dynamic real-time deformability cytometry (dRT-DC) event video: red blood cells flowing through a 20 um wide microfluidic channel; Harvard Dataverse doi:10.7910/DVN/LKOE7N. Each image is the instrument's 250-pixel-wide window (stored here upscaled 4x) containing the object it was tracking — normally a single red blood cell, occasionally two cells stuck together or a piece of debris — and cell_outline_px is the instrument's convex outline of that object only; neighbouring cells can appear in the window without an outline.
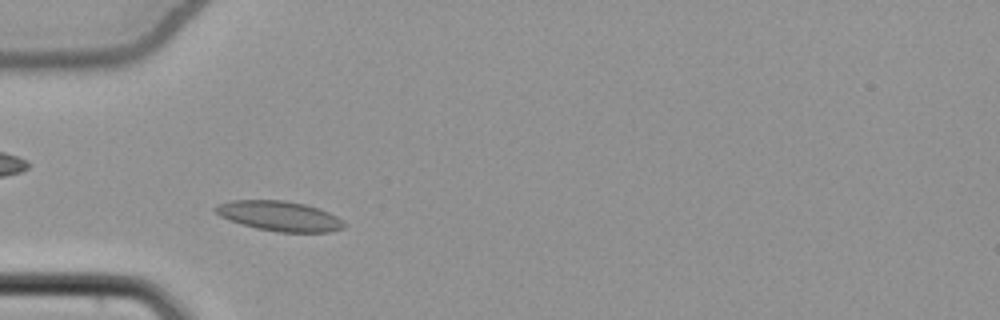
{"species": "common noctule bat (a hibernating species)", "species_latin": "Nyctalus noctula", "temperature_condition": "cold", "stored_images_in_passage": 45, "camera_frame_rate_fps": 3000, "um_per_image_px": 0.085, "animal": {"sex": "female", "body_mass_g": 22.7, "forearm_length_mm": 54.2}, "frame": {"image": 1, "passage_image": 8, "time_ms": 2.333, "image_size_px": [1000, 320], "cell_outline_px": [[348, 224], [344, 228], [332, 232], [276, 232], [256, 228], [228, 220], [220, 216], [212, 208], [216, 204], [232, 200], [284, 200], [304, 204], [320, 208], [336, 216]], "centroid_in_image_um": [23.76, 18.36], "position_along_channel_um": 61.2, "area_um2": 22.72}}
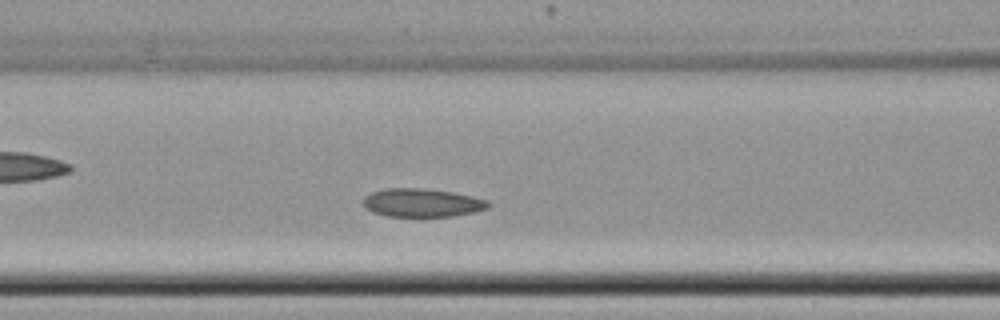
{"frame": {"image": 2, "passage_image": 14, "time_ms": 4.333, "image_size_px": [1000, 320], "cell_outline_px": [[492, 204], [488, 208], [476, 212], [452, 216], [384, 216], [372, 212], [364, 208], [364, 196], [372, 192], [384, 188], [424, 188], [452, 192], [472, 196], [488, 200]], "centroid_in_image_um": [35.88, 17.23], "position_along_channel_um": 130.7, "area_um2": 20.87}}
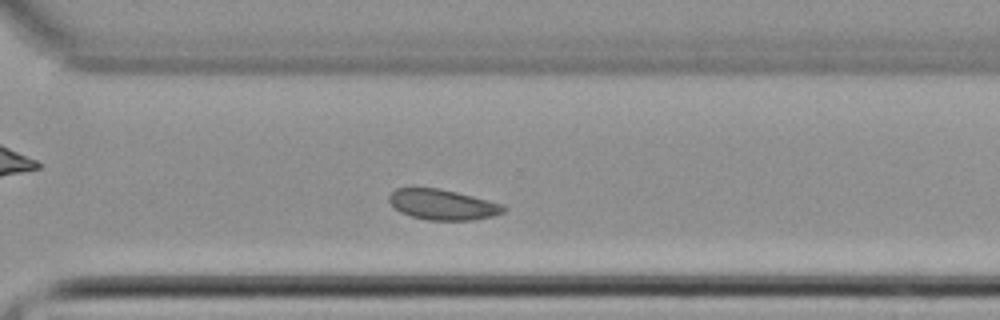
{"frame": {"image": 3, "passage_image": 30, "time_ms": 9.667, "image_size_px": [1000, 320], "cell_outline_px": [[508, 208], [504, 212], [496, 216], [472, 220], [428, 220], [412, 216], [400, 212], [388, 200], [388, 196], [396, 188], [440, 188], [504, 204]], "centroid_in_image_um": [37.67, 17.39], "position_along_channel_um": 332.9, "area_um2": 20.35}, "authors_computed_cell_mechanics": {"area_um2": 21.3282, "velocity_mm_per_s": 3.7881, "shape_relaxation_time_tau1_ms": 4.8074, "shape_relaxation_time_tau2_ms": 1.0003, "deformation_change_tau1": 0.0676, "deformation_change_tau2": 0.0354}}